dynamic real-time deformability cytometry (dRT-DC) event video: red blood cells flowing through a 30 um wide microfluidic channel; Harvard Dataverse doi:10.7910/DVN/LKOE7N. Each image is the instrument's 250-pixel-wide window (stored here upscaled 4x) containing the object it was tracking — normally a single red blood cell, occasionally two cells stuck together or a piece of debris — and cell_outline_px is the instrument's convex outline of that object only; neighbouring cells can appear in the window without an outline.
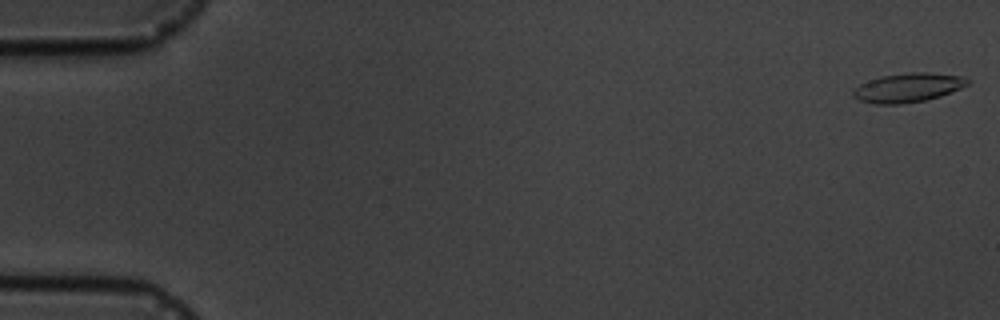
{"species": "common noctule bat (a hibernating species)", "species_latin": "Nyctalus noctula", "temperature_condition": "cold", "stored_images_in_passage": 5, "camera_frame_rate_fps": 3000, "um_per_image_px": 0.085, "animal": {"sex": "male", "body_mass_g": 19.5, "forearm_length_mm": 54.6}, "frame": {"image": 1, "passage_image": 1, "time_ms": 0.0, "image_size_px": [1000, 320], "cell_outline_px": [[972, 80], [968, 84], [960, 88], [940, 96], [924, 100], [900, 104], [876, 104], [860, 100], [852, 96], [852, 92], [860, 84], [868, 80], [880, 76], [908, 72], [928, 72], [964, 76]], "centroid_in_image_um": [77.19, 7.43], "position_along_channel_um": 7.8, "area_um2": 19.42}}
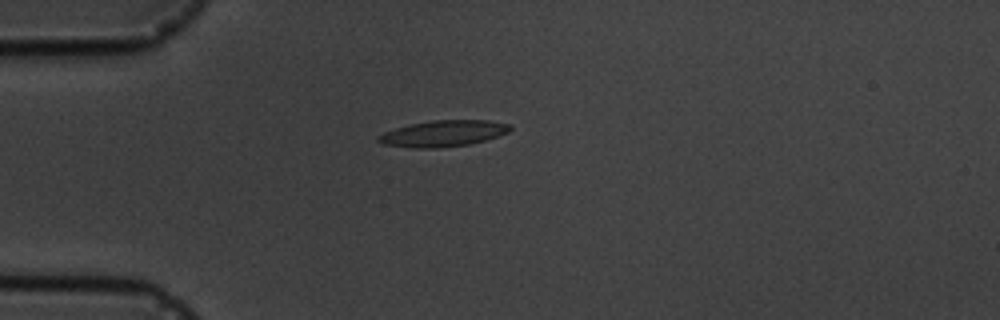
{"frame": {"image": 2, "passage_image": 5, "time_ms": 4.667, "image_size_px": [1000, 320], "cell_outline_px": [[512, 128], [508, 132], [484, 140], [468, 144], [436, 148], [416, 148], [384, 144], [376, 140], [376, 136], [384, 132], [408, 124], [432, 120], [488, 120], [512, 124]], "centroid_in_image_um": [37.66, 11.33], "position_along_channel_um": 47.3, "area_um2": 20.06}}